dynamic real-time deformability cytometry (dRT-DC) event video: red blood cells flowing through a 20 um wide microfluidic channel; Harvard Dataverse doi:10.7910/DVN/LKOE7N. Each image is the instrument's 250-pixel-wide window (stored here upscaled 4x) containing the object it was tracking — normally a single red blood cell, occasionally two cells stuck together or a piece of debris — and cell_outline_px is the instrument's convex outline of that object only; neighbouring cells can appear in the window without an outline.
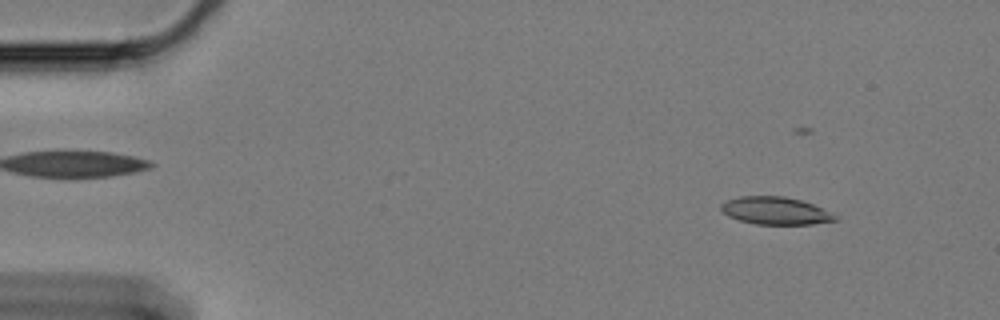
{"species": "Egyptian fruit bat (a non-hibernating species)", "species_latin": "Rousettus aegyptiacus", "temperature_condition": "cold", "stored_images_in_passage": 41, "camera_frame_rate_fps": 3000, "um_per_image_px": 0.085, "animal": {"sex": "female"}, "frame": {"image": 1, "passage_image": 6, "time_ms": 1.667, "image_size_px": [1000, 320], "cell_outline_px": [[840, 216], [836, 220], [812, 224], [756, 224], [740, 220], [728, 216], [720, 208], [720, 204], [724, 200], [740, 196], [784, 196], [800, 200], [812, 204], [832, 212]], "centroid_in_image_um": [65.91, 17.9], "position_along_channel_um": 19.1, "area_um2": 18.38}}
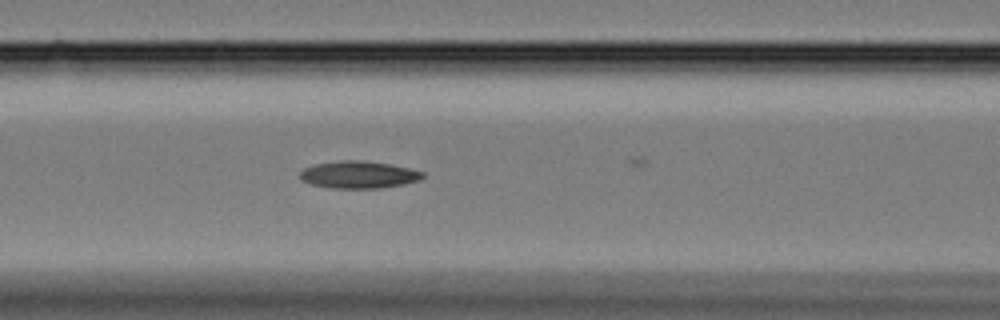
{"frame": {"image": 2, "passage_image": 25, "time_ms": 8.0, "image_size_px": [1000, 320], "cell_outline_px": [[424, 176], [420, 180], [404, 184], [380, 188], [332, 188], [312, 184], [300, 180], [300, 172], [304, 168], [316, 164], [340, 160], [364, 160], [388, 164], [408, 168], [424, 172]], "centroid_in_image_um": [30.48, 14.85], "position_along_channel_um": 136.1, "area_um2": 19.42}}
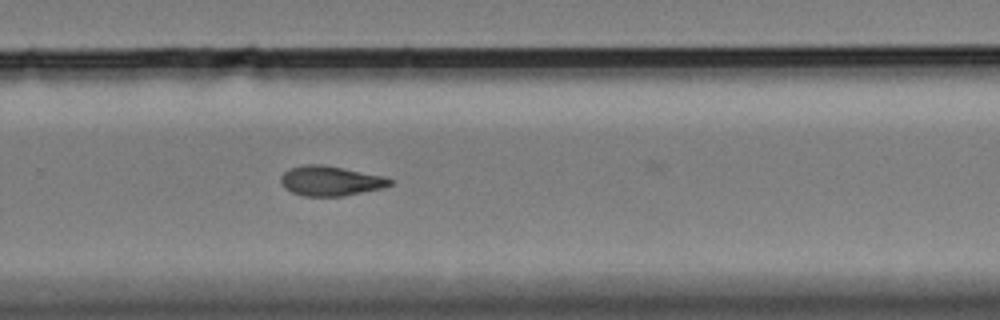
{"frame": {"image": 3, "passage_image": 40, "time_ms": 13.0, "image_size_px": [1000, 320], "cell_outline_px": [[392, 184], [384, 188], [344, 196], [304, 196], [292, 192], [284, 188], [280, 184], [280, 176], [288, 168], [304, 164], [324, 164], [384, 176], [392, 180]], "centroid_in_image_um": [28.07, 15.37], "position_along_channel_um": 301.7, "area_um2": 19.25}}